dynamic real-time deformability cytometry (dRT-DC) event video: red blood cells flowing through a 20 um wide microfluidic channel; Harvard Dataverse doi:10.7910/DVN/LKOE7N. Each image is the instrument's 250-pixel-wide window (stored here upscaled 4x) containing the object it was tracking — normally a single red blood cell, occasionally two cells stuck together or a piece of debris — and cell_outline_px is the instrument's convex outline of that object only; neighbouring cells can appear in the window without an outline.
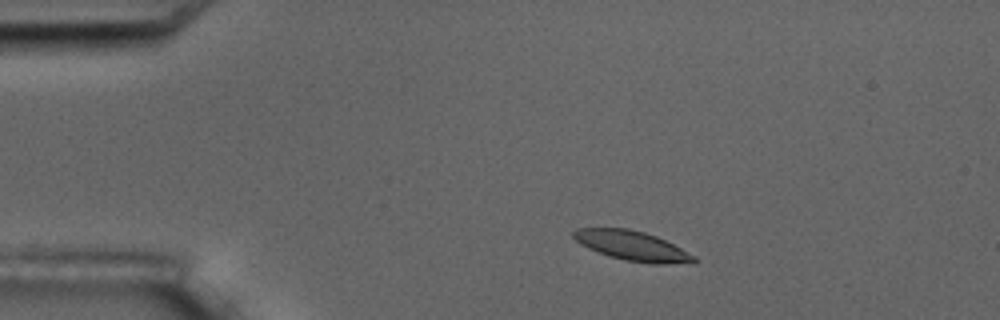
{"species": "common noctule bat (a hibernating species)", "species_latin": "Nyctalus noctula", "temperature_condition": "room temperature", "stored_images_in_passage": 4, "camera_frame_rate_fps": 3000, "um_per_image_px": 0.085, "animal": {"sex": "male", "body_mass_g": 17.5, "forearm_length_mm": 52.3}, "frame": {"image": 1, "passage_image": 2, "time_ms": 1.333, "image_size_px": [1000, 320], "cell_outline_px": [[696, 260], [692, 264], [652, 264], [624, 260], [608, 256], [588, 248], [580, 244], [572, 236], [572, 232], [576, 228], [628, 228], [644, 232], [656, 236], [696, 256]], "centroid_in_image_um": [53.74, 20.9], "position_along_channel_um": 31.3, "area_um2": 20.92}}